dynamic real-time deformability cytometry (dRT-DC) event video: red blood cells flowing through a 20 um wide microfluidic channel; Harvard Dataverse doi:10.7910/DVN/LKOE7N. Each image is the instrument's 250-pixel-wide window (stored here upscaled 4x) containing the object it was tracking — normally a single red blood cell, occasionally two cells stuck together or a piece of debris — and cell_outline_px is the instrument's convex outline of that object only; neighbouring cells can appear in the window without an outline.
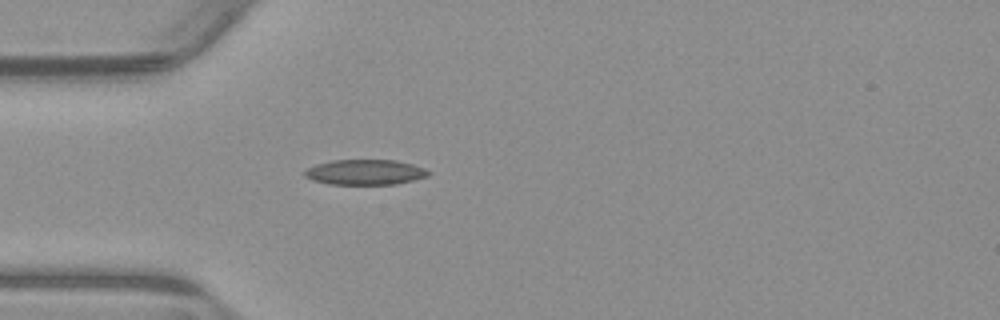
{"species": "common noctule bat (a hibernating species)", "species_latin": "Nyctalus noctula", "temperature_condition": "warm", "stored_images_in_passage": 39, "camera_frame_rate_fps": 3000, "um_per_image_px": 0.085, "animal": {"sex": "male", "body_mass_g": 23.1, "forearm_length_mm": 52.7}, "frame": {"image": 1, "passage_image": 1, "time_ms": 0.0, "image_size_px": [1000, 320], "cell_outline_px": [[432, 172], [428, 176], [396, 184], [328, 184], [312, 180], [304, 176], [304, 172], [308, 168], [316, 164], [332, 160], [396, 160], [412, 164], [424, 168]], "centroid_in_image_um": [31.03, 14.63], "position_along_channel_um": 54.0, "area_um2": 18.21}}
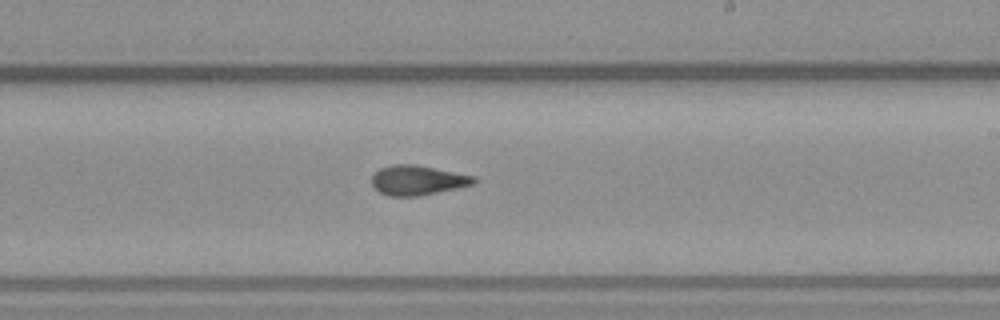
{"frame": {"image": 2, "passage_image": 17, "time_ms": 5.333, "image_size_px": [1000, 320], "cell_outline_px": [[476, 180], [472, 184], [456, 188], [420, 196], [388, 196], [380, 192], [372, 184], [372, 176], [380, 168], [392, 164], [416, 164], [476, 176]], "centroid_in_image_um": [35.49, 15.31], "position_along_channel_um": 253.5, "area_um2": 17.63}}
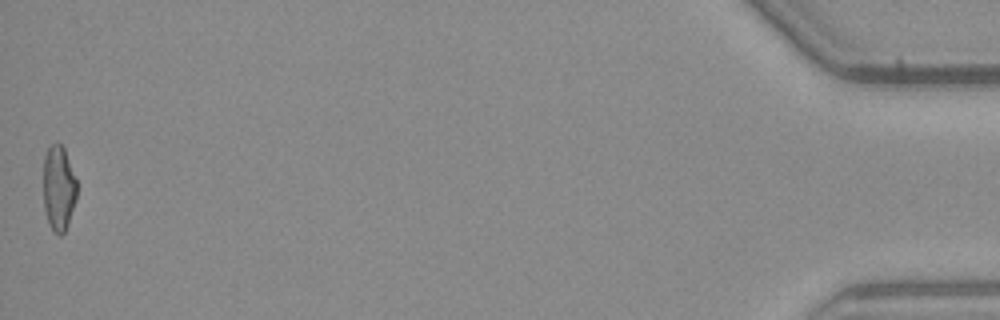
{"frame": {"image": 3, "passage_image": 39, "time_ms": 12.667, "image_size_px": [1000, 320], "cell_outline_px": [[76, 200], [64, 232], [60, 236], [52, 232], [48, 224], [44, 208], [44, 156], [48, 148], [56, 140], [64, 148], [76, 180]], "centroid_in_image_um": [4.97, 16.0], "position_along_channel_um": 430.2, "area_um2": 16.59}, "authors_computed_cell_mechanics": {"area_um2": 17.4556, "velocity_mm_per_s": 3.8443, "shape_relaxation_time_tau1_ms": null, "shape_relaxation_time_tau2_ms": 3.6364, "deformation_change_tau1": null, "deformation_change_tau2": 0.1205}}